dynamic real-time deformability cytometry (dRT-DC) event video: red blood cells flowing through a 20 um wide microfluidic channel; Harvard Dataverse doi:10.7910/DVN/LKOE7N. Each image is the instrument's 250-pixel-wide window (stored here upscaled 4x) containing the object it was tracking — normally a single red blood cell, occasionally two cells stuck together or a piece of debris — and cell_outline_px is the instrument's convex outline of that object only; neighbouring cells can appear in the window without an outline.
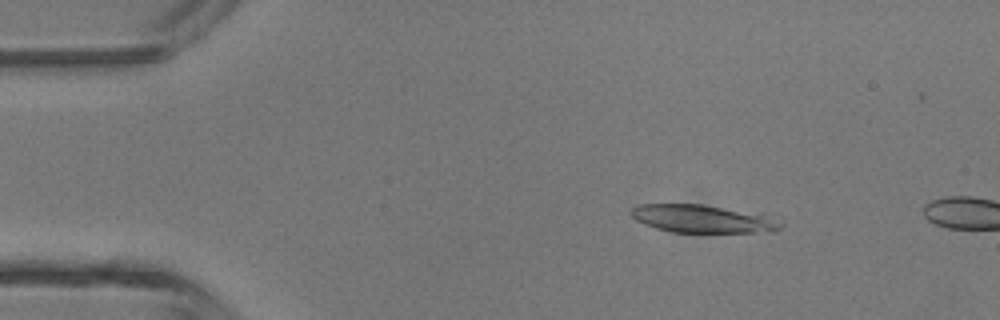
{"species": "common noctule bat (a hibernating species)", "species_latin": "Nyctalus noctula", "temperature_condition": "room temperature", "stored_images_in_passage": 4, "camera_frame_rate_fps": 3000, "um_per_image_px": 0.085, "animal": {"sex": "male", "body_mass_g": 13.3}, "frame": {"image": 1, "passage_image": 3, "time_ms": 0.667, "image_size_px": [1000, 320], "cell_outline_px": [[784, 224], [780, 228], [772, 232], [672, 232], [656, 228], [644, 224], [636, 220], [628, 212], [636, 204], [700, 204], [784, 220]], "centroid_in_image_um": [59.65, 18.61], "position_along_channel_um": 25.3, "area_um2": 23.93}}